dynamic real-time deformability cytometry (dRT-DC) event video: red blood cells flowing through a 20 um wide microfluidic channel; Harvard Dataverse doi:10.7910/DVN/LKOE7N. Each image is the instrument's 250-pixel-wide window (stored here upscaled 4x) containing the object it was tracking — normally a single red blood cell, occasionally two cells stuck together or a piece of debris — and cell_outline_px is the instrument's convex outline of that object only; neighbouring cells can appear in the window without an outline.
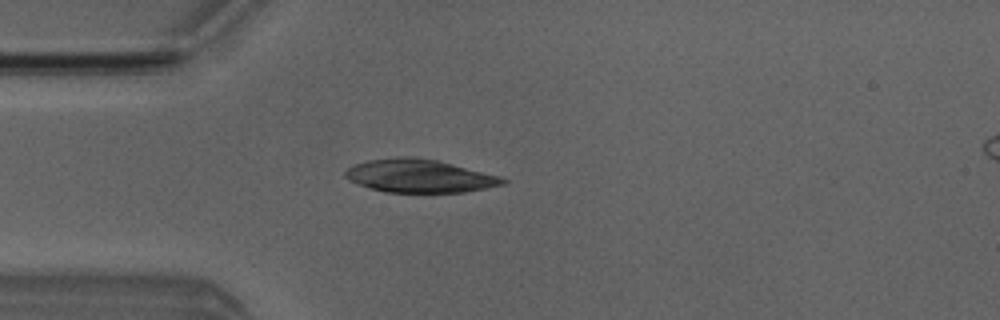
{"species": "Egyptian fruit bat (a non-hibernating species)", "species_latin": "Rousettus aegyptiacus", "temperature_condition": "room temperature", "stored_images_in_passage": 4, "camera_frame_rate_fps": 3000, "um_per_image_px": 0.085, "animal": {"sex": "male"}, "frame": {"image": 1, "passage_image": 4, "time_ms": 3.667, "image_size_px": [1000, 320], "cell_outline_px": [[508, 180], [504, 184], [464, 192], [384, 192], [348, 180], [344, 176], [344, 172], [348, 168], [356, 164], [368, 160], [404, 156], [408, 156], [436, 160], [500, 176]], "centroid_in_image_um": [35.64, 14.95], "position_along_channel_um": 49.4, "area_um2": 30.0}}